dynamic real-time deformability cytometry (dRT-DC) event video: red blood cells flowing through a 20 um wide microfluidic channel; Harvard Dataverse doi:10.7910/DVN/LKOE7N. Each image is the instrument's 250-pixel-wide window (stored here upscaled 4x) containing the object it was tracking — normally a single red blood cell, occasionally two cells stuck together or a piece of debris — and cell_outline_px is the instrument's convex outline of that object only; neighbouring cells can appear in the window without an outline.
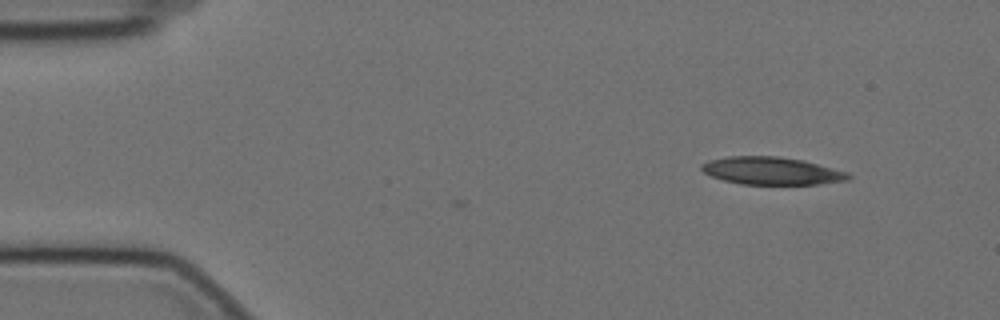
{"species": "Egyptian fruit bat (a non-hibernating species)", "species_latin": "Rousettus aegyptiacus", "temperature_condition": "cold", "stored_images_in_passage": 4, "camera_frame_rate_fps": 3000, "um_per_image_px": 0.085, "animal": {"sex": "female"}, "frame": {"image": 1, "passage_image": 1, "time_ms": 0.0, "image_size_px": [1000, 320], "cell_outline_px": [[852, 176], [848, 180], [820, 184], [740, 184], [724, 180], [712, 176], [704, 172], [700, 168], [700, 164], [708, 160], [728, 156], [780, 156], [804, 160], [848, 172]], "centroid_in_image_um": [65.59, 14.51], "position_along_channel_um": 19.4, "area_um2": 23.76}}